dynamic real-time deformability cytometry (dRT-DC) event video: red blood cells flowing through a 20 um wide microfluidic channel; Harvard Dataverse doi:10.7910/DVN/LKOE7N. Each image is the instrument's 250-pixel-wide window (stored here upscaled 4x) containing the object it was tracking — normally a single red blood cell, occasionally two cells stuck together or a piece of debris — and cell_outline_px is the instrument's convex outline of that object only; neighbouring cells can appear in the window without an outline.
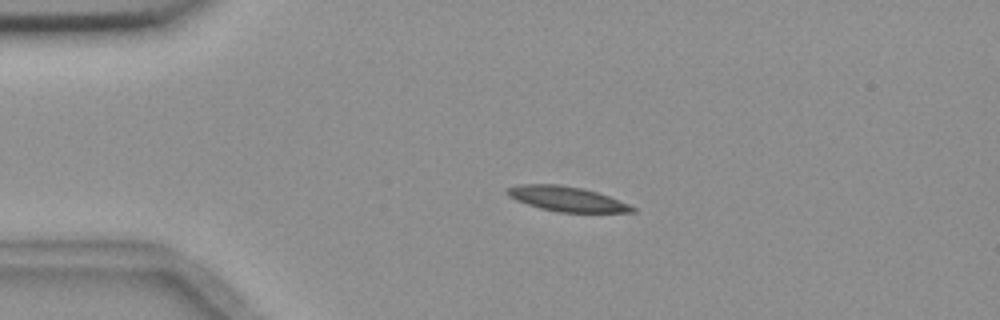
{"species": "common noctule bat (a hibernating species)", "species_latin": "Nyctalus noctula", "temperature_condition": "room temperature", "stored_images_in_passage": 3, "camera_frame_rate_fps": 3000, "um_per_image_px": 0.085, "animal": {"sex": "female", "body_mass_g": 18.4}, "frame": {"image": 1, "passage_image": 2, "time_ms": 1.0, "image_size_px": [1000, 320], "cell_outline_px": [[636, 212], [556, 212], [540, 208], [516, 200], [508, 196], [504, 192], [504, 188], [520, 184], [560, 184], [580, 188], [596, 192], [608, 196], [628, 204], [636, 208]], "centroid_in_image_um": [48.11, 16.9], "position_along_channel_um": 36.9, "area_um2": 18.09}}